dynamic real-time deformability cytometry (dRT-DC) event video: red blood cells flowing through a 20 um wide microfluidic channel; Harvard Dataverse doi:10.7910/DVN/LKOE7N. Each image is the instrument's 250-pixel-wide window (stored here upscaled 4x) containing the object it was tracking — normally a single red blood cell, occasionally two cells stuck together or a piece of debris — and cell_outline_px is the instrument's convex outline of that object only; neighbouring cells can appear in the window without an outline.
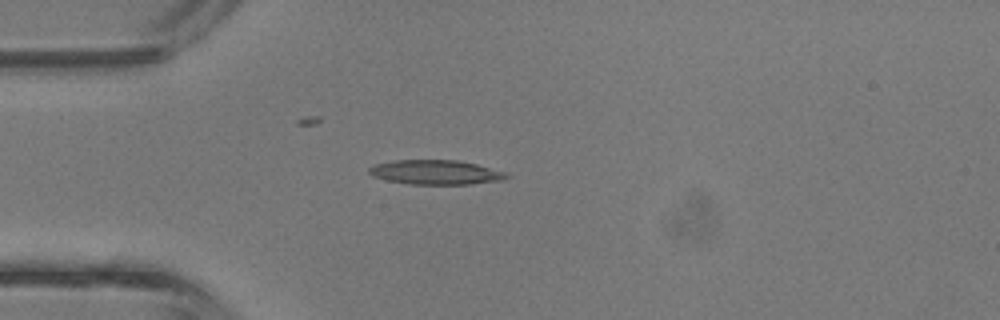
{"species": "common noctule bat (a hibernating species)", "species_latin": "Nyctalus noctula", "temperature_condition": "room temperature", "stored_images_in_passage": 3, "camera_frame_rate_fps": 3000, "um_per_image_px": 0.085, "animal": {"sex": "male", "body_mass_g": 13.3}, "frame": {"image": 1, "passage_image": 3, "time_ms": 0.667, "image_size_px": [1000, 320], "cell_outline_px": [[512, 176], [504, 180], [472, 184], [408, 184], [388, 180], [372, 176], [368, 172], [368, 168], [376, 164], [396, 160], [456, 160], [476, 164], [508, 172]], "centroid_in_image_um": [37.1, 14.65], "position_along_channel_um": 47.9, "area_um2": 19.71}}